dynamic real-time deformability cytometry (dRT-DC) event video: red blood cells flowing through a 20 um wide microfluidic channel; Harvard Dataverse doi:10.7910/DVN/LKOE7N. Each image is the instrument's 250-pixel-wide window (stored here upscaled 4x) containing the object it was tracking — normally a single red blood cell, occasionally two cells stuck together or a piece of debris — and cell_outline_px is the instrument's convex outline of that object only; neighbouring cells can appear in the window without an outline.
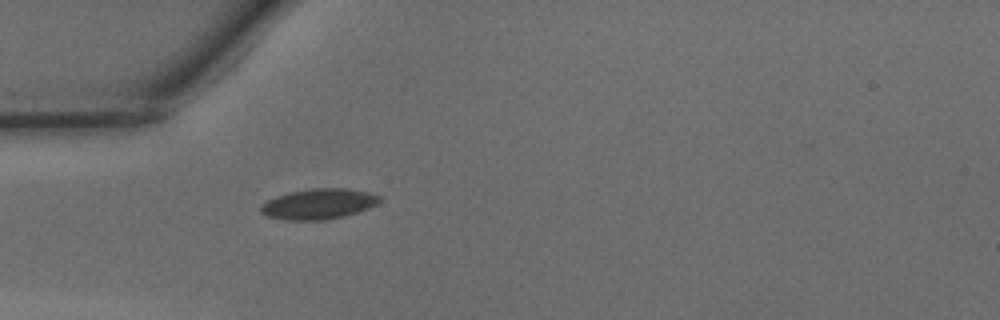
{"species": "common noctule bat (a hibernating species)", "species_latin": "Nyctalus noctula", "temperature_condition": "warm", "stored_images_in_passage": 35, "camera_frame_rate_fps": 3000, "um_per_image_px": 0.085, "animal": {"sex": "male", "body_mass_g": 15.6}, "frame": {"image": 1, "passage_image": 1, "time_ms": 0.0, "image_size_px": [1000, 320], "cell_outline_px": [[380, 200], [376, 204], [368, 208], [344, 216], [324, 220], [284, 220], [268, 216], [260, 212], [260, 208], [268, 200], [276, 196], [288, 192], [312, 188], [348, 188], [368, 192], [380, 196]], "centroid_in_image_um": [27.07, 17.33], "position_along_channel_um": 57.9, "area_um2": 20.98}}
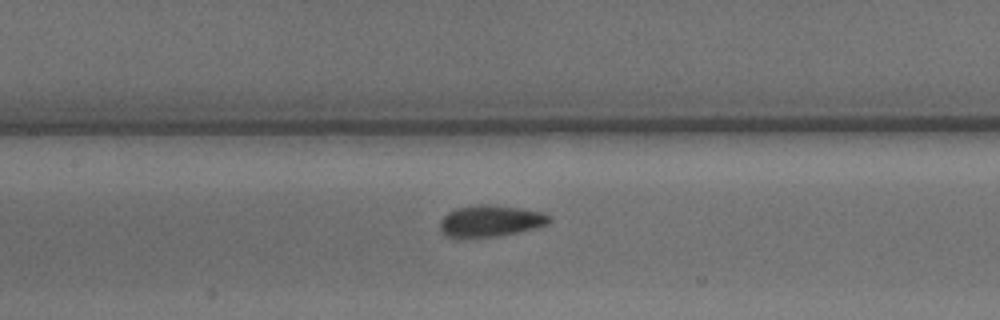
{"frame": {"image": 2, "passage_image": 9, "time_ms": 2.667, "image_size_px": [1000, 320], "cell_outline_px": [[552, 220], [548, 224], [500, 236], [448, 236], [440, 228], [440, 220], [448, 212], [460, 208], [476, 204], [488, 204], [544, 212]], "centroid_in_image_um": [41.71, 18.76], "position_along_channel_um": 165.7, "area_um2": 19.42}}
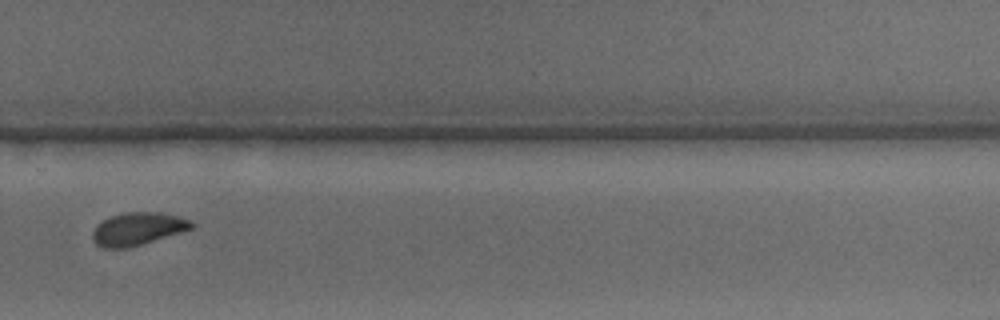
{"frame": {"image": 3, "passage_image": 20, "time_ms": 6.333, "image_size_px": [1000, 320], "cell_outline_px": [[196, 228], [128, 248], [104, 248], [96, 244], [92, 240], [92, 232], [96, 224], [112, 216], [124, 212], [164, 212], [192, 220], [196, 224]], "centroid_in_image_um": [11.75, 19.44], "position_along_channel_um": 318.0, "area_um2": 19.19}, "authors_computed_cell_mechanics": {"area_um2": 19.363, "velocity_mm_per_s": 4.161, "shape_relaxation_time_tau1_ms": 3.0188, "shape_relaxation_time_tau2_ms": 0.6679, "deformation_change_tau1": 0.0862, "deformation_change_tau2": 0.0367}}